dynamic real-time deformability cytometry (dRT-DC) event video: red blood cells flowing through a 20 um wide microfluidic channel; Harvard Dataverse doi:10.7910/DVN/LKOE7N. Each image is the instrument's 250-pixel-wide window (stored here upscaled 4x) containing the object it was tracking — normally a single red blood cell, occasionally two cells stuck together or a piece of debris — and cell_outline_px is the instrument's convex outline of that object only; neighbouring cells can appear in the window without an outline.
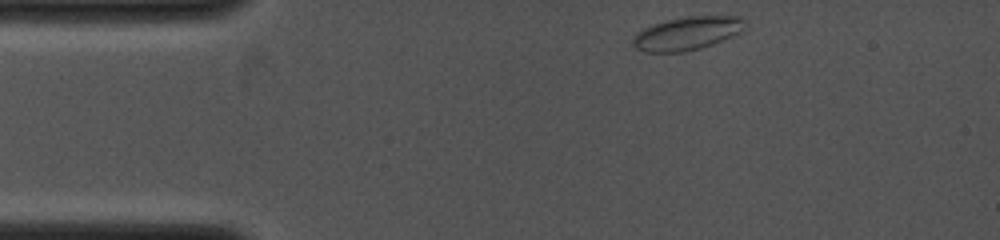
{"species": "common noctule bat (a hibernating species)", "species_latin": "Nyctalus noctula", "temperature_condition": "cold", "stored_images_in_passage": 2, "camera_frame_rate_fps": 4000, "um_per_image_px": 0.085, "animal": {"sex": "female", "body_mass_g": 19.0, "forearm_length_mm": 53.3}, "frame": {"image": 1, "passage_image": 1, "time_ms": 0.0, "image_size_px": [1000, 240], "cell_outline_px": [[748, 20], [744, 32], [712, 44], [700, 48], [684, 52], [644, 52], [636, 48], [632, 44], [632, 36], [636, 32], [652, 24], [668, 20], [688, 16], [740, 16]], "centroid_in_image_um": [58.45, 2.83], "position_along_channel_um": 26.6, "area_um2": 22.14}}